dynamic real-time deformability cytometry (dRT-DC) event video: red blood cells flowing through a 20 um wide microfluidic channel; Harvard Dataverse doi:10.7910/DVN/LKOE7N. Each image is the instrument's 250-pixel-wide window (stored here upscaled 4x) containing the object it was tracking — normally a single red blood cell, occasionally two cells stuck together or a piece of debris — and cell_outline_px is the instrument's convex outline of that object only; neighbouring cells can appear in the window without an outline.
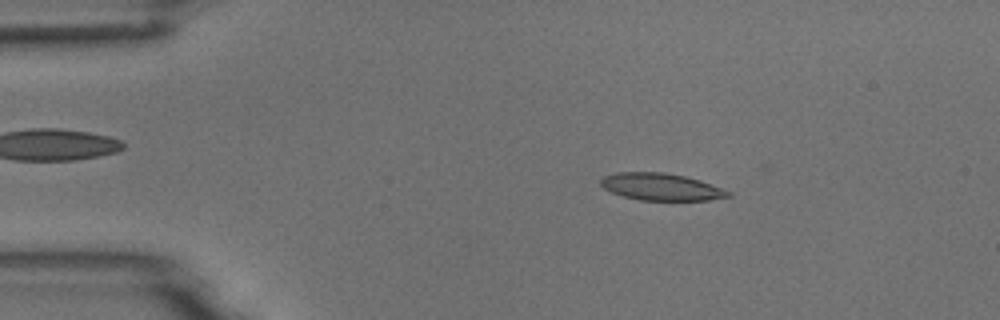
{"species": "common noctule bat (a hibernating species)", "species_latin": "Nyctalus noctula", "temperature_condition": "room temperature", "stored_images_in_passage": 55, "camera_frame_rate_fps": 3000, "um_per_image_px": 0.085, "animal": {"sex": "male", "body_mass_g": 18.8}, "frame": {"image": 1, "passage_image": 10, "time_ms": 3.0, "image_size_px": [1000, 320], "cell_outline_px": [[732, 196], [708, 200], [640, 200], [624, 196], [612, 192], [604, 188], [600, 184], [600, 180], [604, 176], [616, 172], [664, 172], [684, 176], [700, 180], [732, 192]], "centroid_in_image_um": [56.2, 15.88], "position_along_channel_um": 28.8, "area_um2": 20.06}}
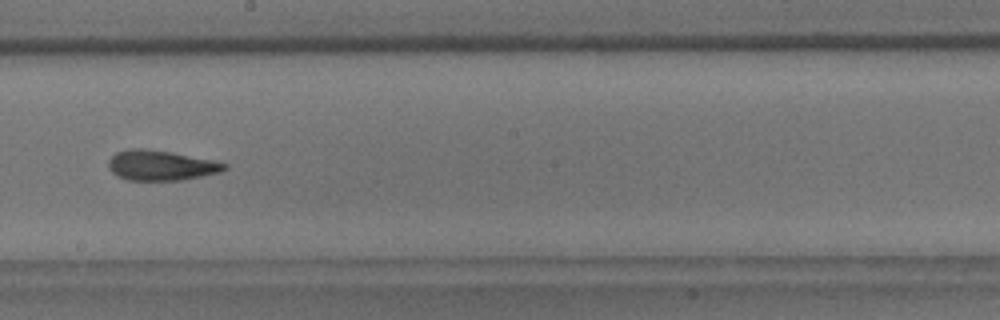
{"frame": {"image": 2, "passage_image": 31, "time_ms": 10.0, "image_size_px": [1000, 320], "cell_outline_px": [[228, 168], [220, 172], [180, 180], [128, 180], [116, 176], [108, 168], [108, 160], [116, 152], [128, 148], [144, 148], [168, 152], [212, 160], [228, 164]], "centroid_in_image_um": [13.63, 14.06], "position_along_channel_um": 234.6, "area_um2": 20.23}}
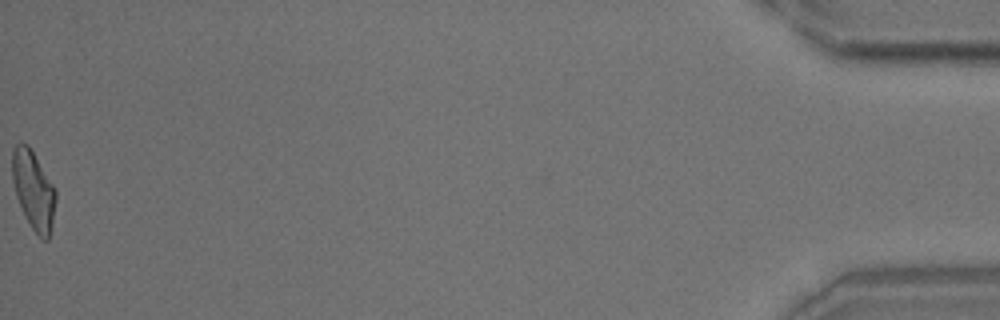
{"frame": {"image": 3, "passage_image": 55, "time_ms": 18.0, "image_size_px": [1000, 320], "cell_outline_px": [[56, 200], [52, 224], [48, 240], [44, 240], [32, 228], [24, 216], [16, 196], [12, 180], [12, 148], [20, 140], [28, 144], [56, 188]], "centroid_in_image_um": [2.83, 16.11], "position_along_channel_um": 432.4, "area_um2": 20.11}, "authors_computed_cell_mechanics": {"area_um2": 20.23, "velocity_mm_per_s": 3.7187, "shape_relaxation_time_tau1_ms": null, "shape_relaxation_time_tau2_ms": 2.8259, "deformation_change_tau1": null, "deformation_change_tau2": 0.1126}}